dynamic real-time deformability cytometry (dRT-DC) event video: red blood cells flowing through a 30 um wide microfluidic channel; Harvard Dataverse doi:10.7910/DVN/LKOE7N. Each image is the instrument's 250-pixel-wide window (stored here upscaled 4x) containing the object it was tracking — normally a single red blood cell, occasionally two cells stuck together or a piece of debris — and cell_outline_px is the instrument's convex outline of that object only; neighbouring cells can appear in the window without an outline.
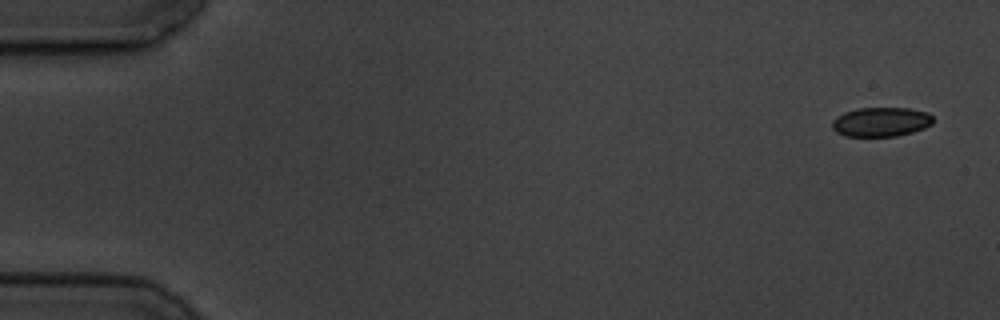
{"species": "common noctule bat (a hibernating species)", "species_latin": "Nyctalus noctula", "temperature_condition": "cold", "stored_images_in_passage": 6, "camera_frame_rate_fps": 3000, "um_per_image_px": 0.085, "animal": {"sex": "male", "body_mass_g": 19.5, "forearm_length_mm": 54.6}, "frame": {"image": 1, "passage_image": 1, "time_ms": 0.0, "image_size_px": [1000, 320], "cell_outline_px": [[932, 124], [924, 128], [912, 132], [896, 136], [844, 136], [836, 132], [832, 128], [832, 120], [844, 112], [856, 108], [908, 108], [928, 112], [932, 116]], "centroid_in_image_um": [74.87, 10.36], "position_along_channel_um": 10.1, "area_um2": 17.28}}
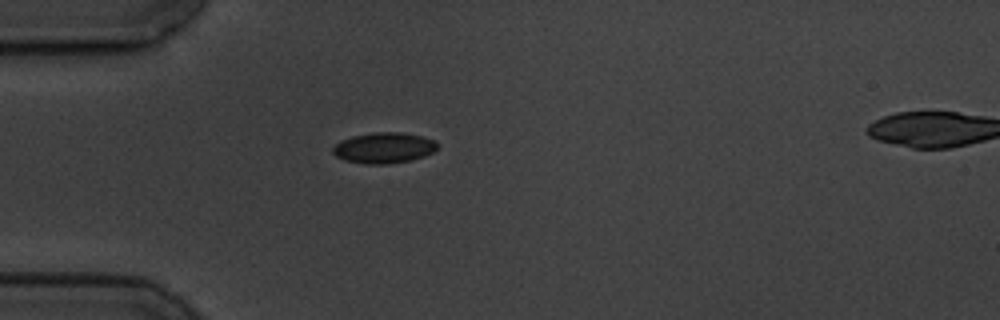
{"frame": {"image": 2, "passage_image": 5, "time_ms": 4.667, "image_size_px": [1000, 320], "cell_outline_px": [[436, 148], [432, 152], [424, 156], [412, 160], [388, 164], [364, 164], [344, 160], [336, 156], [332, 152], [332, 148], [340, 140], [352, 136], [376, 132], [400, 132], [420, 136], [436, 140]], "centroid_in_image_um": [32.6, 12.57], "position_along_channel_um": 52.4, "area_um2": 18.73}}